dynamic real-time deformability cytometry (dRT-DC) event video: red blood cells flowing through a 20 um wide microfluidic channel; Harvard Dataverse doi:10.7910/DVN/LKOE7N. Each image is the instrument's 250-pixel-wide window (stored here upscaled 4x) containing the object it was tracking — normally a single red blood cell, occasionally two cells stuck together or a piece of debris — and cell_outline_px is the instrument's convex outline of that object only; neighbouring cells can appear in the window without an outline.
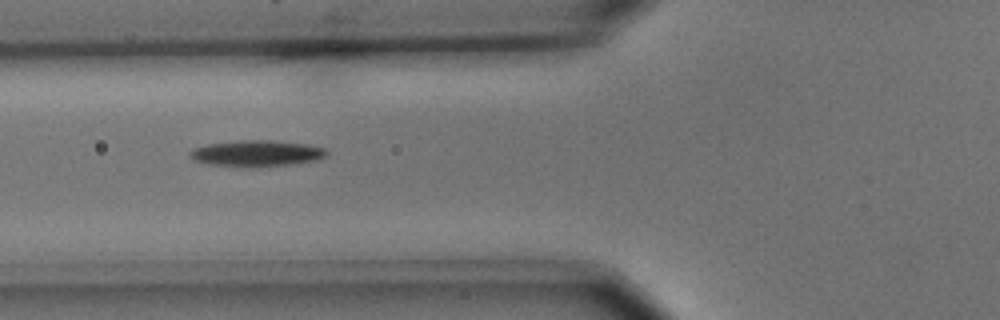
{"species": "common noctule bat (a hibernating species)", "species_latin": "Nyctalus noctula", "temperature_condition": "cold", "stored_images_in_passage": 10, "camera_frame_rate_fps": 3000, "um_per_image_px": 0.085, "animal": {"sex": "male", "body_mass_g": 15.6}, "frame": {"image": 1, "passage_image": 6, "time_ms": 1.667, "image_size_px": [1000, 320], "cell_outline_px": [[328, 152], [320, 160], [292, 164], [252, 168], [244, 168], [208, 164], [192, 160], [188, 156], [188, 152], [192, 148], [208, 144], [240, 140], [272, 140], [308, 144], [324, 148]], "centroid_in_image_um": [21.77, 13.05], "position_along_channel_um": 104.0, "area_um2": 21.39}}
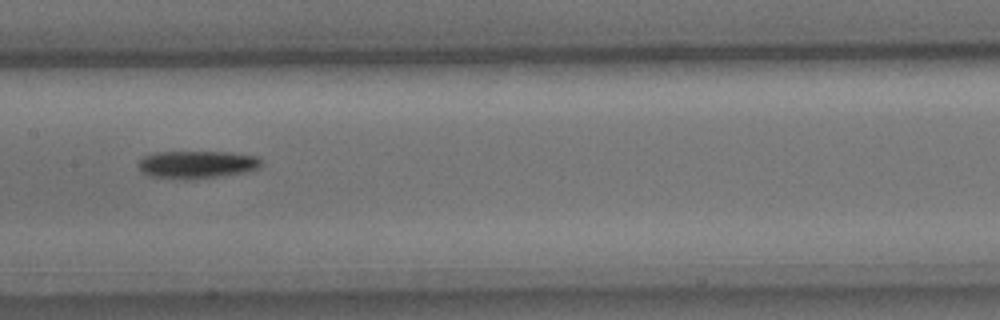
{"frame": {"image": 2, "passage_image": 8, "time_ms": 2.333, "image_size_px": [1000, 320], "cell_outline_px": [[264, 160], [260, 168], [252, 172], [220, 176], [184, 180], [152, 176], [144, 172], [136, 164], [144, 156], [156, 152], [228, 152], [260, 156]], "centroid_in_image_um": [16.84, 13.98], "position_along_channel_um": 190.6, "area_um2": 20.17}}
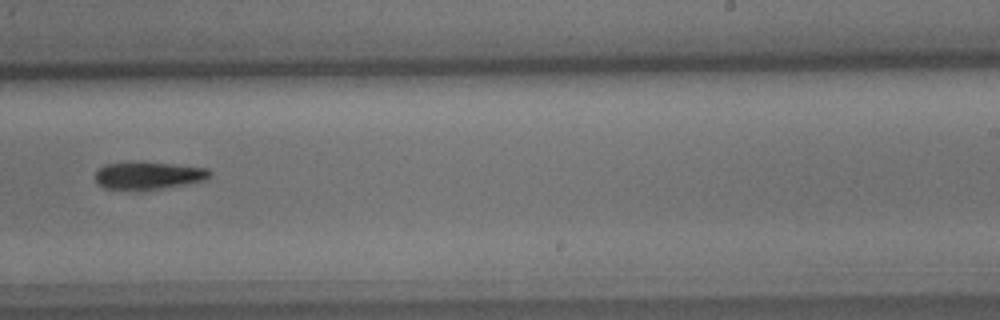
{"frame": {"image": 3, "passage_image": 10, "time_ms": 3.0, "image_size_px": [1000, 320], "cell_outline_px": [[212, 176], [204, 180], [144, 192], [140, 192], [104, 188], [96, 184], [96, 172], [104, 164], [132, 160], [172, 164], [208, 168], [212, 172]], "centroid_in_image_um": [12.56, 14.93], "position_along_channel_um": 276.4, "area_um2": 19.25}}